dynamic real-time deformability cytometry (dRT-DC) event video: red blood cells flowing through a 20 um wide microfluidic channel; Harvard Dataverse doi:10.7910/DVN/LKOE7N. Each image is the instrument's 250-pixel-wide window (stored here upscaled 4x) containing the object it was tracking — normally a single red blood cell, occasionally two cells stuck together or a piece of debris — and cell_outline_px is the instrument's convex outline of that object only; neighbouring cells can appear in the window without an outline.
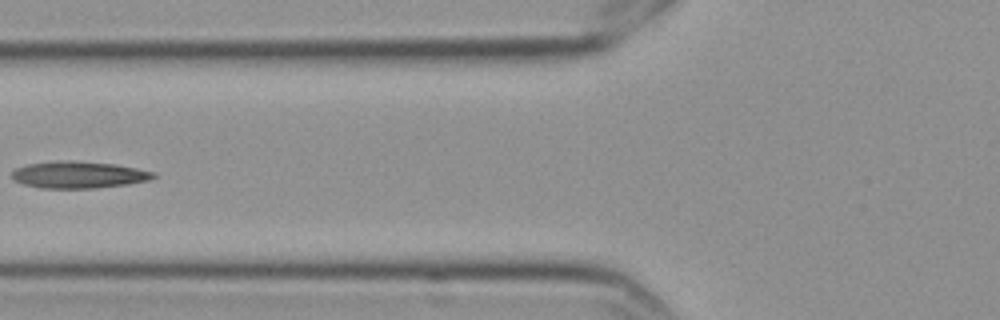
{"species": "Egyptian fruit bat (a non-hibernating species)", "species_latin": "Rousettus aegyptiacus", "temperature_condition": "cold", "stored_images_in_passage": 6, "camera_frame_rate_fps": 3000, "um_per_image_px": 0.085, "frame": {"image": 1, "passage_image": 5, "time_ms": 1.333, "image_size_px": [1000, 320], "cell_outline_px": [[156, 176], [148, 180], [128, 184], [96, 188], [40, 188], [24, 184], [12, 180], [12, 172], [16, 168], [28, 164], [56, 160], [68, 160], [112, 164], [136, 168], [156, 172]], "centroid_in_image_um": [6.66, 14.85], "position_along_channel_um": 119.1, "area_um2": 22.14}}
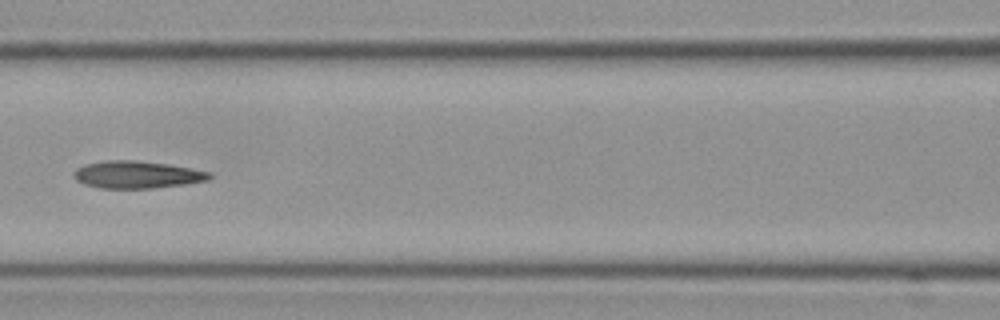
{"frame": {"image": 2, "passage_image": 6, "time_ms": 1.667, "image_size_px": [1000, 320], "cell_outline_px": [[212, 176], [208, 180], [184, 184], [152, 188], [100, 188], [84, 184], [76, 180], [72, 176], [72, 172], [76, 168], [84, 164], [104, 160], [132, 160], [168, 164], [212, 172]], "centroid_in_image_um": [11.6, 14.84], "position_along_channel_um": 155.0, "area_um2": 21.68}}